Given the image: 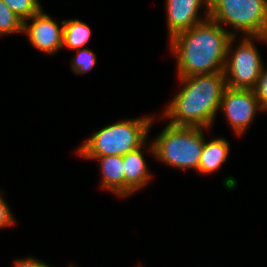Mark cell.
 Segmentation results:
<instances>
[{"instance_id":"6da1fadb","label":"cell","mask_w":267,"mask_h":267,"mask_svg":"<svg viewBox=\"0 0 267 267\" xmlns=\"http://www.w3.org/2000/svg\"><path fill=\"white\" fill-rule=\"evenodd\" d=\"M234 38V33L209 18L174 35L170 41L179 76L224 72Z\"/></svg>"},{"instance_id":"7a4b0ae2","label":"cell","mask_w":267,"mask_h":267,"mask_svg":"<svg viewBox=\"0 0 267 267\" xmlns=\"http://www.w3.org/2000/svg\"><path fill=\"white\" fill-rule=\"evenodd\" d=\"M184 87L169 103L170 125L210 128L227 88L224 72L179 77Z\"/></svg>"},{"instance_id":"3957f363","label":"cell","mask_w":267,"mask_h":267,"mask_svg":"<svg viewBox=\"0 0 267 267\" xmlns=\"http://www.w3.org/2000/svg\"><path fill=\"white\" fill-rule=\"evenodd\" d=\"M151 117L117 122L95 132L78 149L83 157L124 156L143 146Z\"/></svg>"},{"instance_id":"277c9868","label":"cell","mask_w":267,"mask_h":267,"mask_svg":"<svg viewBox=\"0 0 267 267\" xmlns=\"http://www.w3.org/2000/svg\"><path fill=\"white\" fill-rule=\"evenodd\" d=\"M202 129L168 124L149 146L150 152L173 167L198 170L205 141Z\"/></svg>"},{"instance_id":"5b68a950","label":"cell","mask_w":267,"mask_h":267,"mask_svg":"<svg viewBox=\"0 0 267 267\" xmlns=\"http://www.w3.org/2000/svg\"><path fill=\"white\" fill-rule=\"evenodd\" d=\"M208 18L267 41V0H209Z\"/></svg>"},{"instance_id":"8992f818","label":"cell","mask_w":267,"mask_h":267,"mask_svg":"<svg viewBox=\"0 0 267 267\" xmlns=\"http://www.w3.org/2000/svg\"><path fill=\"white\" fill-rule=\"evenodd\" d=\"M249 37H245L229 60L226 59L224 75L227 87L253 90L264 68L260 54L252 43L253 36Z\"/></svg>"},{"instance_id":"52a82bcc","label":"cell","mask_w":267,"mask_h":267,"mask_svg":"<svg viewBox=\"0 0 267 267\" xmlns=\"http://www.w3.org/2000/svg\"><path fill=\"white\" fill-rule=\"evenodd\" d=\"M232 128L241 135L251 124L258 110H262L253 90L227 87L220 102Z\"/></svg>"},{"instance_id":"ba28073f","label":"cell","mask_w":267,"mask_h":267,"mask_svg":"<svg viewBox=\"0 0 267 267\" xmlns=\"http://www.w3.org/2000/svg\"><path fill=\"white\" fill-rule=\"evenodd\" d=\"M33 22L28 25L23 22V31L26 32L31 44L47 54H53L62 49L63 45V22L62 27L49 15L41 10L31 18Z\"/></svg>"},{"instance_id":"9c48e42d","label":"cell","mask_w":267,"mask_h":267,"mask_svg":"<svg viewBox=\"0 0 267 267\" xmlns=\"http://www.w3.org/2000/svg\"><path fill=\"white\" fill-rule=\"evenodd\" d=\"M167 26L170 39L185 30L205 21L197 18L198 10L204 3L206 6V17H209V0H167Z\"/></svg>"},{"instance_id":"30bf717a","label":"cell","mask_w":267,"mask_h":267,"mask_svg":"<svg viewBox=\"0 0 267 267\" xmlns=\"http://www.w3.org/2000/svg\"><path fill=\"white\" fill-rule=\"evenodd\" d=\"M145 146L128 152L122 156L124 163V196H128L138 191L148 183L151 178V174L147 169L145 159L141 151Z\"/></svg>"},{"instance_id":"8fae6325","label":"cell","mask_w":267,"mask_h":267,"mask_svg":"<svg viewBox=\"0 0 267 267\" xmlns=\"http://www.w3.org/2000/svg\"><path fill=\"white\" fill-rule=\"evenodd\" d=\"M100 161L102 188L124 196V163L122 156L84 157Z\"/></svg>"},{"instance_id":"7c38bea8","label":"cell","mask_w":267,"mask_h":267,"mask_svg":"<svg viewBox=\"0 0 267 267\" xmlns=\"http://www.w3.org/2000/svg\"><path fill=\"white\" fill-rule=\"evenodd\" d=\"M228 153L229 142L224 138L212 139L209 142L204 141L197 171L202 174L216 171L226 161Z\"/></svg>"},{"instance_id":"4fadbf2b","label":"cell","mask_w":267,"mask_h":267,"mask_svg":"<svg viewBox=\"0 0 267 267\" xmlns=\"http://www.w3.org/2000/svg\"><path fill=\"white\" fill-rule=\"evenodd\" d=\"M91 36L90 27L78 19L63 21V45L72 50L82 48Z\"/></svg>"},{"instance_id":"5bb4252c","label":"cell","mask_w":267,"mask_h":267,"mask_svg":"<svg viewBox=\"0 0 267 267\" xmlns=\"http://www.w3.org/2000/svg\"><path fill=\"white\" fill-rule=\"evenodd\" d=\"M23 31V21L0 0V35Z\"/></svg>"},{"instance_id":"9a60e30c","label":"cell","mask_w":267,"mask_h":267,"mask_svg":"<svg viewBox=\"0 0 267 267\" xmlns=\"http://www.w3.org/2000/svg\"><path fill=\"white\" fill-rule=\"evenodd\" d=\"M3 2L23 21L39 13L42 8L38 0H3Z\"/></svg>"},{"instance_id":"2e32d148","label":"cell","mask_w":267,"mask_h":267,"mask_svg":"<svg viewBox=\"0 0 267 267\" xmlns=\"http://www.w3.org/2000/svg\"><path fill=\"white\" fill-rule=\"evenodd\" d=\"M76 52L77 55L71 60L74 73L84 74L91 70L96 63L95 54L87 48H80Z\"/></svg>"},{"instance_id":"e0dca14e","label":"cell","mask_w":267,"mask_h":267,"mask_svg":"<svg viewBox=\"0 0 267 267\" xmlns=\"http://www.w3.org/2000/svg\"><path fill=\"white\" fill-rule=\"evenodd\" d=\"M262 110L267 111V69H262L253 89Z\"/></svg>"},{"instance_id":"ac0fdd59","label":"cell","mask_w":267,"mask_h":267,"mask_svg":"<svg viewBox=\"0 0 267 267\" xmlns=\"http://www.w3.org/2000/svg\"><path fill=\"white\" fill-rule=\"evenodd\" d=\"M14 223L15 221L13 219L11 211L7 203L0 195V228L12 225Z\"/></svg>"},{"instance_id":"d6986e66","label":"cell","mask_w":267,"mask_h":267,"mask_svg":"<svg viewBox=\"0 0 267 267\" xmlns=\"http://www.w3.org/2000/svg\"><path fill=\"white\" fill-rule=\"evenodd\" d=\"M14 267H49L48 264L34 258L16 260Z\"/></svg>"}]
</instances>
